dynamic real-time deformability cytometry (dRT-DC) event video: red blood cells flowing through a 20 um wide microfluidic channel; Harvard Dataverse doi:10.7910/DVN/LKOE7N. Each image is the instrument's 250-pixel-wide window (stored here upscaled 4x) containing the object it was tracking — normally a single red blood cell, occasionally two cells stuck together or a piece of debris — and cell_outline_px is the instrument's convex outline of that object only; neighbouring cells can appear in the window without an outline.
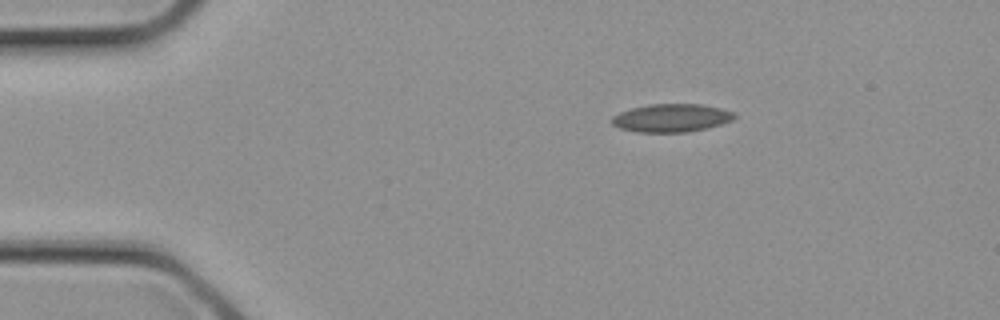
{"species": "common noctule bat (a hibernating species)", "species_latin": "Nyctalus noctula", "temperature_condition": "cold", "stored_images_in_passage": 2, "camera_frame_rate_fps": 3000, "um_per_image_px": 0.085, "animal": {"sex": "female", "body_mass_g": 21.9}, "frame": {"image": 1, "passage_image": 1, "time_ms": 0.0, "image_size_px": [1000, 320], "cell_outline_px": [[736, 116], [732, 120], [720, 124], [688, 132], [636, 132], [620, 128], [612, 124], [612, 116], [620, 112], [632, 108], [648, 104], [704, 104], [736, 112]], "centroid_in_image_um": [57.07, 10.02], "position_along_channel_um": 27.9, "area_um2": 20.06}}
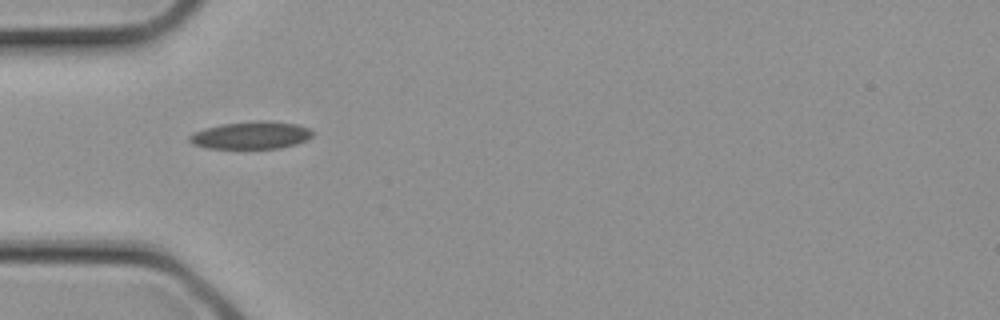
{"frame": {"image": 2, "passage_image": 2, "time_ms": 0.333, "image_size_px": [1000, 320], "cell_outline_px": [[312, 136], [308, 140], [296, 144], [280, 148], [208, 148], [192, 144], [188, 140], [188, 136], [192, 132], [204, 128], [224, 124], [256, 120], [272, 120], [296, 124], [308, 128], [312, 132]], "centroid_in_image_um": [21.33, 11.49], "position_along_channel_um": 63.7, "area_um2": 19.88}}